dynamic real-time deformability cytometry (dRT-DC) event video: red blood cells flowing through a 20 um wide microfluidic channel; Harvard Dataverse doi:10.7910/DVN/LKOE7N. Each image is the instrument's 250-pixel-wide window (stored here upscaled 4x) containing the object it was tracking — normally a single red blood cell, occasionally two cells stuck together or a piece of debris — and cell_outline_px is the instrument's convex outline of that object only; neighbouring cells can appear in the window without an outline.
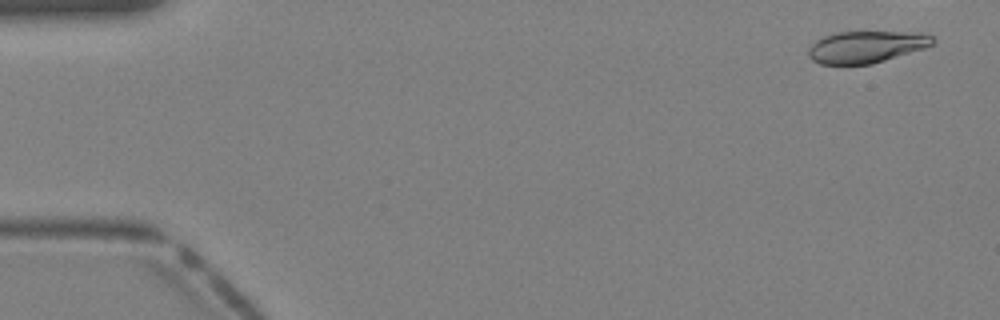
{"species": "Egyptian fruit bat (a non-hibernating species)", "species_latin": "Rousettus aegyptiacus", "temperature_condition": "warm", "stored_images_in_passage": 32, "camera_frame_rate_fps": 3000, "um_per_image_px": 0.085, "animal": {"sex": "female"}, "frame": {"image": 1, "passage_image": 2, "time_ms": 0.333, "image_size_px": [1000, 320], "cell_outline_px": [[936, 40], [932, 44], [924, 48], [872, 64], [820, 64], [812, 60], [808, 56], [808, 48], [816, 40], [824, 36], [836, 32], [920, 32], [932, 36]], "centroid_in_image_um": [73.61, 3.98], "position_along_channel_um": 11.4, "area_um2": 23.06}}
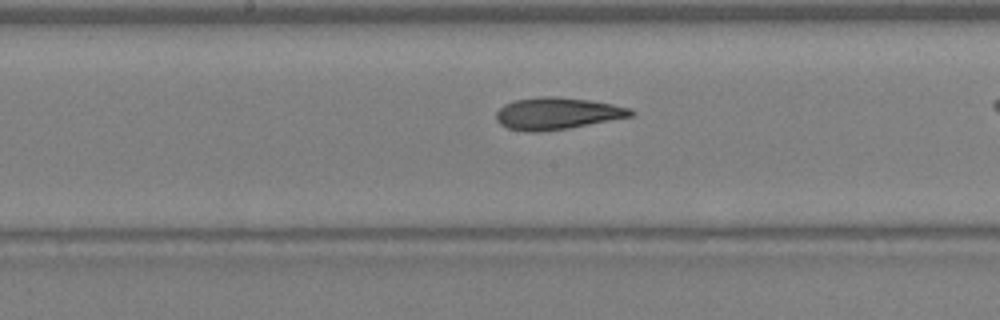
{"frame": {"image": 2, "passage_image": 21, "time_ms": 6.667, "image_size_px": [1000, 320], "cell_outline_px": [[636, 112], [632, 116], [568, 128], [540, 132], [528, 132], [508, 128], [500, 124], [496, 120], [496, 112], [504, 104], [512, 100], [540, 96], [556, 96], [588, 100], [612, 104], [632, 108]], "centroid_in_image_um": [47.33, 9.64], "position_along_channel_um": 200.9, "area_um2": 25.14}}
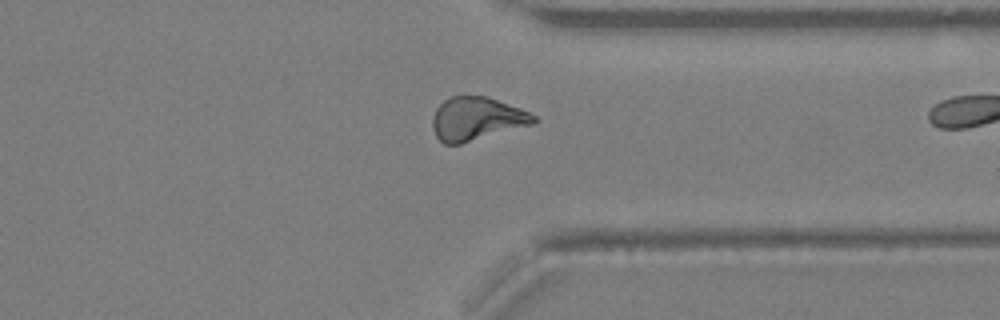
{"frame": {"image": 3, "passage_image": 31, "time_ms": 10.0, "image_size_px": [1000, 320], "cell_outline_px": [[536, 124], [460, 144], [444, 144], [436, 136], [432, 128], [432, 120], [436, 108], [444, 100], [452, 96], [488, 96], [520, 108], [536, 116]], "centroid_in_image_um": [40.53, 10.1], "position_along_channel_um": 370.9, "area_um2": 25.66}}